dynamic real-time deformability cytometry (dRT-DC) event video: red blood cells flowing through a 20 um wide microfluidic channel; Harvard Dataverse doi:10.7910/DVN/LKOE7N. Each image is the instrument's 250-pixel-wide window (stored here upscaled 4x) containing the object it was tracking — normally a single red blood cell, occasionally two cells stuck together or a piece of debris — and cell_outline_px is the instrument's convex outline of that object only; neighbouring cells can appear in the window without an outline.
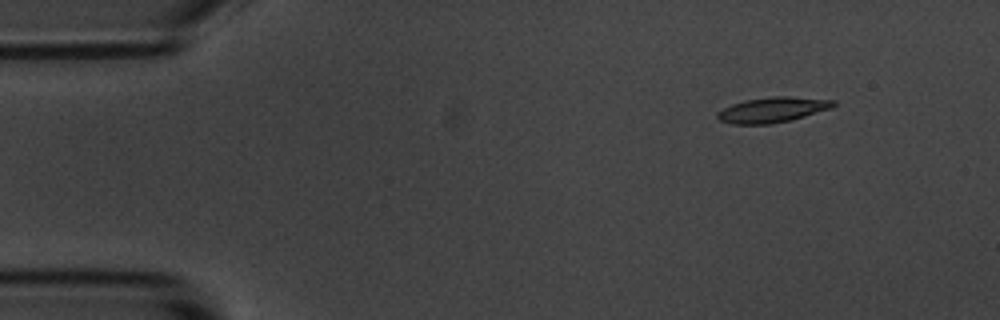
{"species": "common noctule bat (a hibernating species)", "species_latin": "Nyctalus noctula", "temperature_condition": "room temperature", "stored_images_in_passage": 32, "camera_frame_rate_fps": 3000, "um_per_image_px": 0.085, "animal": {"sex": "male", "body_mass_g": 20.1, "forearm_length_mm": 53.5}, "frame": {"image": 1, "passage_image": 2, "time_ms": 0.333, "image_size_px": [1000, 320], "cell_outline_px": [[836, 104], [832, 108], [804, 116], [788, 120], [768, 124], [732, 124], [720, 120], [716, 116], [716, 112], [732, 104], [744, 100], [772, 96], [788, 96], [836, 100]], "centroid_in_image_um": [65.66, 9.32], "position_along_channel_um": 19.3, "area_um2": 16.99}}
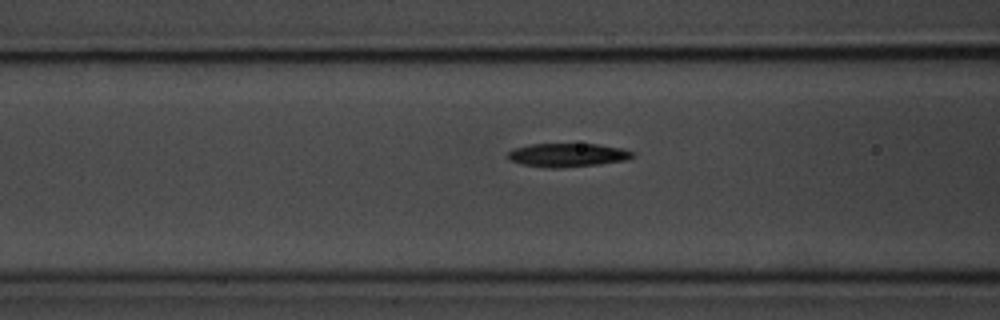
{"frame": {"image": 2, "passage_image": 17, "time_ms": 5.333, "image_size_px": [1000, 320], "cell_outline_px": [[636, 156], [624, 160], [596, 164], [560, 168], [548, 168], [524, 164], [508, 160], [508, 152], [512, 148], [532, 144], [596, 144], [620, 148], [636, 152]], "centroid_in_image_um": [48.23, 13.17], "position_along_channel_um": 118.4, "area_um2": 17.05}}
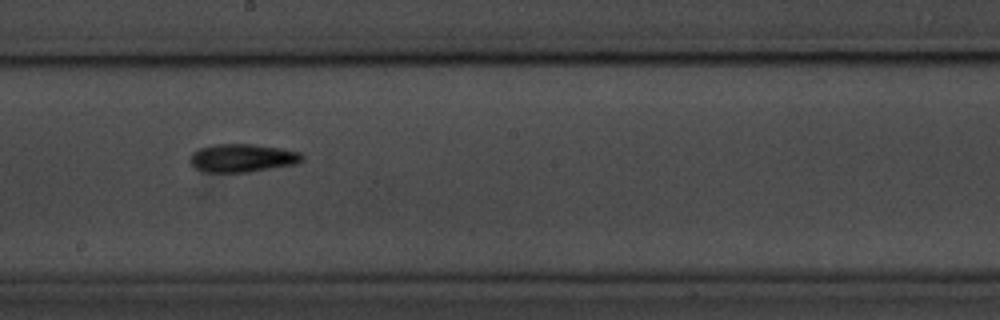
{"frame": {"image": 3, "passage_image": 26, "time_ms": 8.333, "image_size_px": [1000, 320], "cell_outline_px": [[304, 160], [296, 164], [248, 172], [208, 172], [196, 168], [188, 160], [192, 152], [200, 148], [212, 144], [252, 144], [280, 148], [300, 152], [304, 156]], "centroid_in_image_um": [20.6, 13.42], "position_along_channel_um": 227.6, "area_um2": 18.44}}